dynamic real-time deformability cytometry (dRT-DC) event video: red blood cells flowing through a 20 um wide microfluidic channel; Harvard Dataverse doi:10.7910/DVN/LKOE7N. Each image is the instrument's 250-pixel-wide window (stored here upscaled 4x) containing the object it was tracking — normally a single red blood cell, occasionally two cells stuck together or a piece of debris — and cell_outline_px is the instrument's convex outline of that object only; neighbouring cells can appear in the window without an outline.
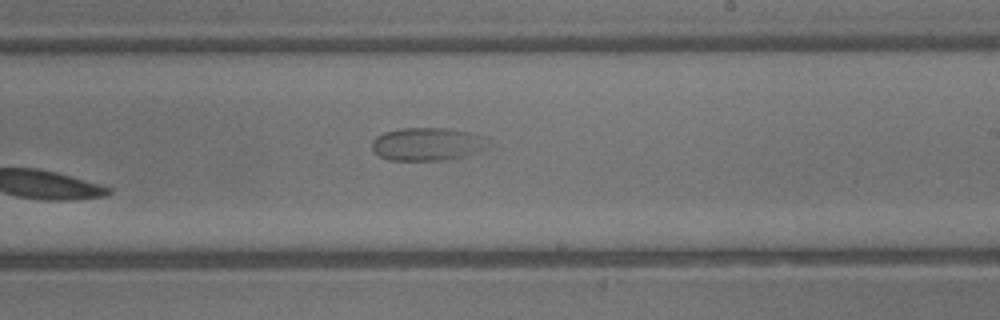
{"species": "common noctule bat (a hibernating species)", "species_latin": "Nyctalus noctula", "temperature_condition": "warm", "stored_images_in_passage": 16, "camera_frame_rate_fps": 3000, "um_per_image_px": 0.085, "animal": {"sex": "male", "body_mass_g": 13.3}, "frame": {"image": 1, "passage_image": 16, "time_ms": 5.0, "image_size_px": [1000, 320], "cell_outline_px": [[488, 148], [464, 156], [448, 160], [388, 160], [380, 156], [372, 148], [372, 140], [376, 136], [384, 132], [400, 128], [448, 128], [468, 132], [484, 136]], "centroid_in_image_um": [36.31, 12.24], "position_along_channel_um": 252.7, "area_um2": 22.37}}